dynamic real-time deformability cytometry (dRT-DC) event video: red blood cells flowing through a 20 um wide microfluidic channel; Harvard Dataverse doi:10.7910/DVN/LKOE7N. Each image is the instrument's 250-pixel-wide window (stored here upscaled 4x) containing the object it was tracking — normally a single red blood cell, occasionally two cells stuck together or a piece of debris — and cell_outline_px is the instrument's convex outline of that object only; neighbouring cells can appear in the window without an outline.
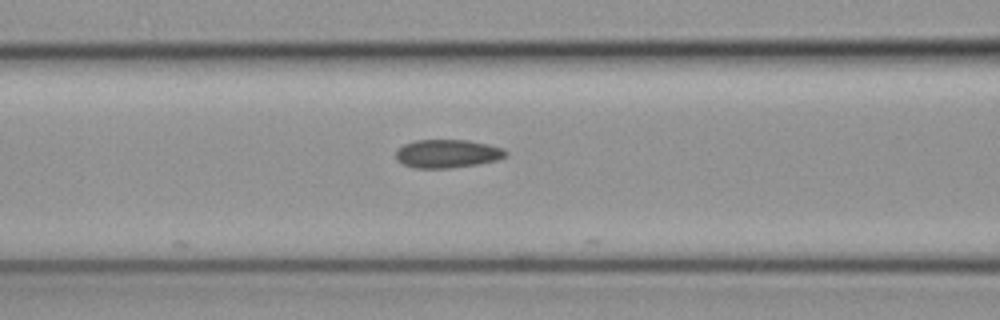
{"species": "common noctule bat (a hibernating species)", "species_latin": "Nyctalus noctula", "temperature_condition": "cold", "stored_images_in_passage": 8, "camera_frame_rate_fps": 3000, "um_per_image_px": 0.085, "animal": {"sex": "female", "body_mass_g": 19.3, "forearm_length_mm": 54.1}, "frame": {"image": 1, "passage_image": 5, "time_ms": 1.333, "image_size_px": [1000, 320], "cell_outline_px": [[508, 156], [496, 160], [476, 164], [448, 168], [416, 168], [404, 164], [396, 160], [396, 152], [404, 144], [416, 140], [468, 140], [488, 144], [504, 148], [508, 152]], "centroid_in_image_um": [38.06, 13.05], "position_along_channel_um": 128.5, "area_um2": 18.09}}
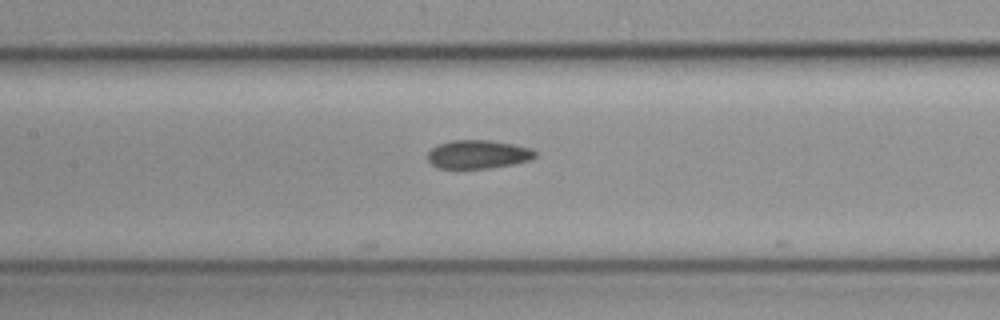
{"frame": {"image": 2, "passage_image": 8, "time_ms": 2.333, "image_size_px": [1000, 320], "cell_outline_px": [[536, 156], [528, 160], [512, 164], [488, 168], [440, 168], [432, 164], [428, 160], [428, 152], [432, 148], [440, 144], [452, 140], [492, 140], [532, 148], [536, 152]], "centroid_in_image_um": [40.64, 13.11], "position_along_channel_um": 166.8, "area_um2": 17.69}}